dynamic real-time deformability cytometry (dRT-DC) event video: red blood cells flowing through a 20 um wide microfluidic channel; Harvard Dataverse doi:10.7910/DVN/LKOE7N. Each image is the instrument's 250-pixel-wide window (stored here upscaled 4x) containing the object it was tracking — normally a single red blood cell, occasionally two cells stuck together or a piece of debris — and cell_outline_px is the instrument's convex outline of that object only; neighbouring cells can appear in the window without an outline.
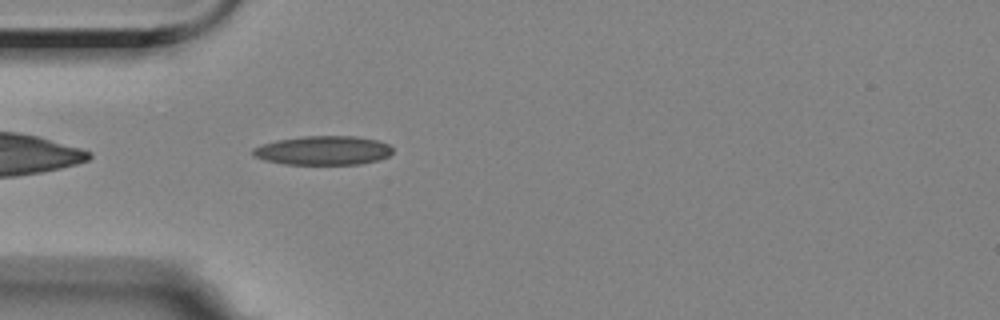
{"species": "Egyptian fruit bat (a non-hibernating species)", "species_latin": "Rousettus aegyptiacus", "temperature_condition": "room temperature", "stored_images_in_passage": 44, "camera_frame_rate_fps": 3000, "um_per_image_px": 0.085, "animal": {"sex": "female"}, "frame": {"image": 1, "passage_image": 4, "time_ms": 1.0, "image_size_px": [1000, 320], "cell_outline_px": [[392, 152], [388, 156], [376, 160], [360, 164], [284, 164], [264, 160], [252, 156], [252, 148], [260, 144], [276, 140], [304, 136], [356, 136], [380, 140], [388, 144], [392, 148]], "centroid_in_image_um": [27.44, 12.78], "position_along_channel_um": 57.6, "area_um2": 23.81}}
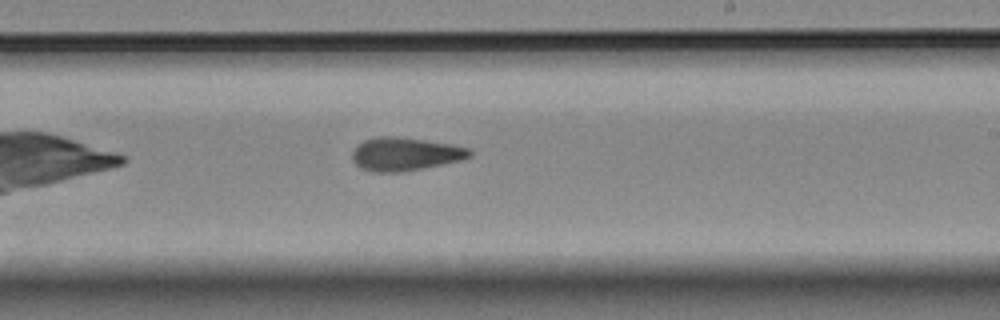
{"frame": {"image": 2, "passage_image": 21, "time_ms": 6.667, "image_size_px": [1000, 320], "cell_outline_px": [[472, 156], [460, 160], [404, 172], [372, 172], [360, 168], [352, 160], [352, 152], [364, 140], [376, 136], [396, 136], [452, 144], [472, 148]], "centroid_in_image_um": [34.44, 13.09], "position_along_channel_um": 254.6, "area_um2": 22.83}}
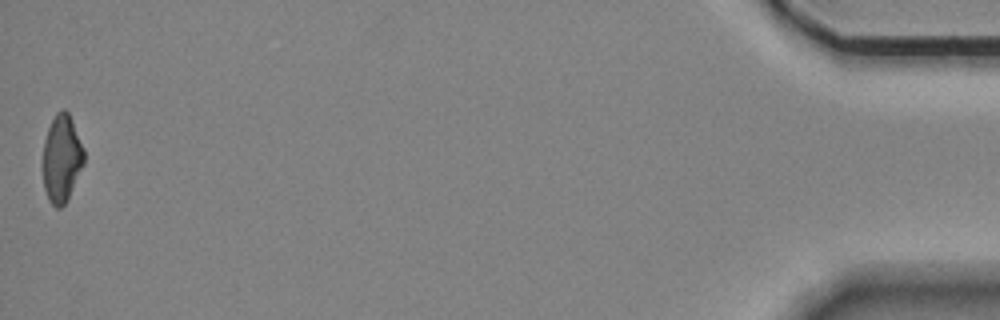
{"frame": {"image": 3, "passage_image": 44, "time_ms": 14.333, "image_size_px": [1000, 320], "cell_outline_px": [[84, 164], [64, 204], [60, 208], [56, 208], [48, 200], [44, 188], [44, 140], [48, 128], [56, 112], [64, 108], [68, 112], [72, 120], [84, 148]], "centroid_in_image_um": [5.25, 13.45], "position_along_channel_um": 430.0, "area_um2": 20.63}, "authors_computed_cell_mechanics": {"area_um2": 22.1952, "velocity_mm_per_s": 3.525, "shape_relaxation_time_tau1_ms": 8.3904, "shape_relaxation_time_tau2_ms": 3.6042, "deformation_change_tau1": 0.1934, "deformation_change_tau2": 0.109}}